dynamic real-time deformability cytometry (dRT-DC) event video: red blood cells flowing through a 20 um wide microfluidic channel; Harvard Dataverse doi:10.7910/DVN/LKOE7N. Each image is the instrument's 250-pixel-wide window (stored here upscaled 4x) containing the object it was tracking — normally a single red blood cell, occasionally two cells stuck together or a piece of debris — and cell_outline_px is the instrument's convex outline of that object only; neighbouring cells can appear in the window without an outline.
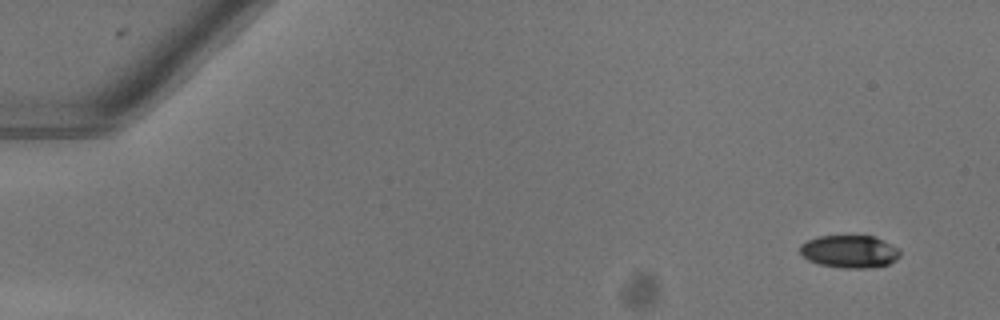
{"species": "common noctule bat (a hibernating species)", "species_latin": "Nyctalus noctula", "temperature_condition": "warm", "stored_images_in_passage": 45, "camera_frame_rate_fps": 3000, "um_per_image_px": 0.085, "animal": {"sex": "female"}, "frame": {"image": 1, "passage_image": 1, "time_ms": 0.0, "image_size_px": [1000, 320], "cell_outline_px": [[900, 256], [896, 260], [888, 264], [868, 268], [840, 268], [820, 264], [808, 260], [800, 252], [800, 244], [808, 240], [820, 236], [872, 236], [900, 248]], "centroid_in_image_um": [72.22, 21.38], "position_along_channel_um": 12.8, "area_um2": 18.96}}
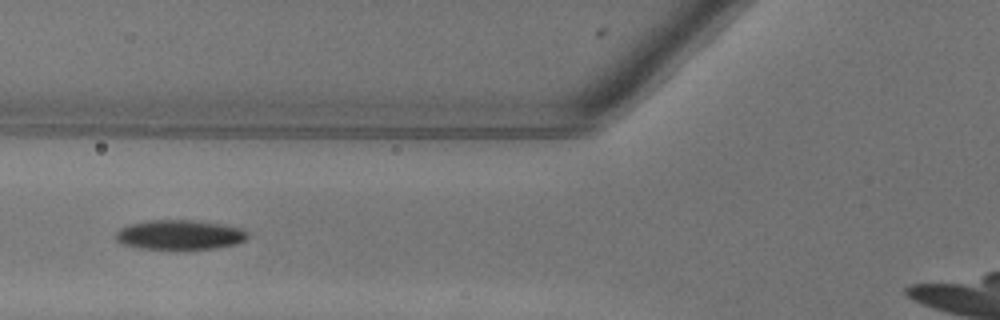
{"frame": {"image": 2, "passage_image": 19, "time_ms": 6.0, "image_size_px": [1000, 320], "cell_outline_px": [[248, 236], [244, 240], [232, 244], [216, 248], [140, 248], [124, 244], [116, 240], [116, 232], [120, 228], [132, 224], [148, 220], [196, 220], [220, 224], [240, 228]], "centroid_in_image_um": [15.23, 19.94], "position_along_channel_um": 110.6, "area_um2": 22.14}}
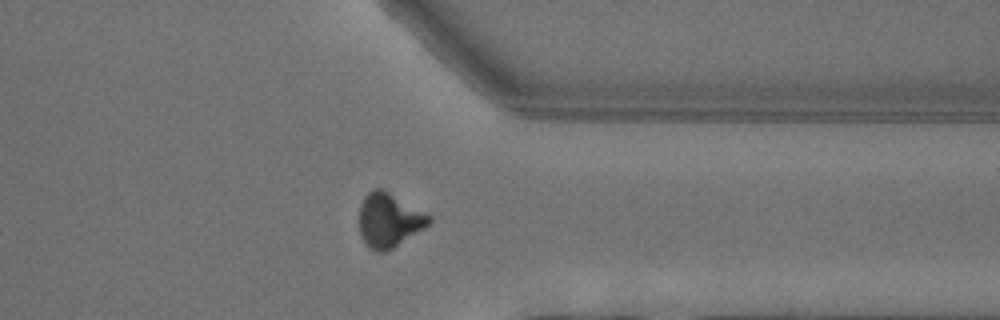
{"frame": {"image": 3, "passage_image": 39, "time_ms": 12.667, "image_size_px": [1000, 320], "cell_outline_px": [[432, 220], [428, 224], [392, 248], [384, 252], [376, 252], [368, 248], [364, 244], [360, 236], [360, 204], [364, 196], [368, 192], [376, 188], [384, 188], [432, 216]], "centroid_in_image_um": [33.03, 18.69], "position_along_channel_um": 378.4, "area_um2": 22.02}}